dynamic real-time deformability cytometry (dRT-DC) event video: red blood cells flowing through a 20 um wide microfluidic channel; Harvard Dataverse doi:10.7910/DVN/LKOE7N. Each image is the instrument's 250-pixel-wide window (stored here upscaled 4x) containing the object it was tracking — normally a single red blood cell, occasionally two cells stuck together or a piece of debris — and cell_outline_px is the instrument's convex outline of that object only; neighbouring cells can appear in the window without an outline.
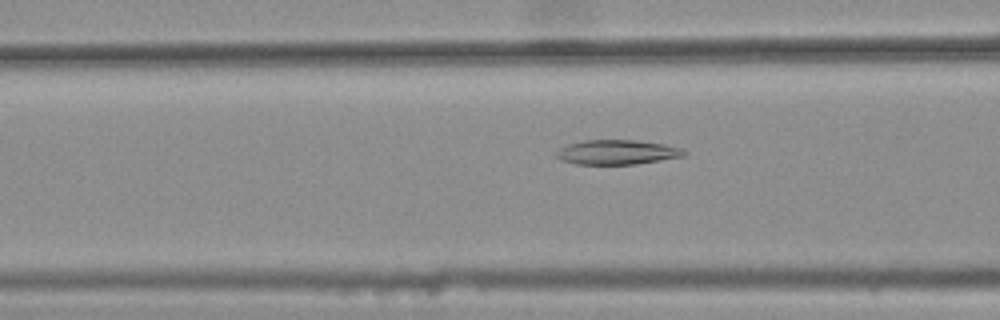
{"species": "common noctule bat (a hibernating species)", "species_latin": "Nyctalus noctula", "temperature_condition": "warm", "stored_images_in_passage": 36, "camera_frame_rate_fps": 3000, "um_per_image_px": 0.085, "animal": {"sex": "female", "body_mass_g": 25.1}, "frame": {"image": 1, "passage_image": 8, "time_ms": 2.333, "image_size_px": [1000, 320], "cell_outline_px": [[688, 152], [684, 156], [636, 164], [576, 164], [560, 160], [556, 156], [556, 152], [560, 148], [568, 144], [584, 140], [636, 140], [664, 144], [680, 148]], "centroid_in_image_um": [52.44, 12.93], "position_along_channel_um": 114.2, "area_um2": 18.26}}
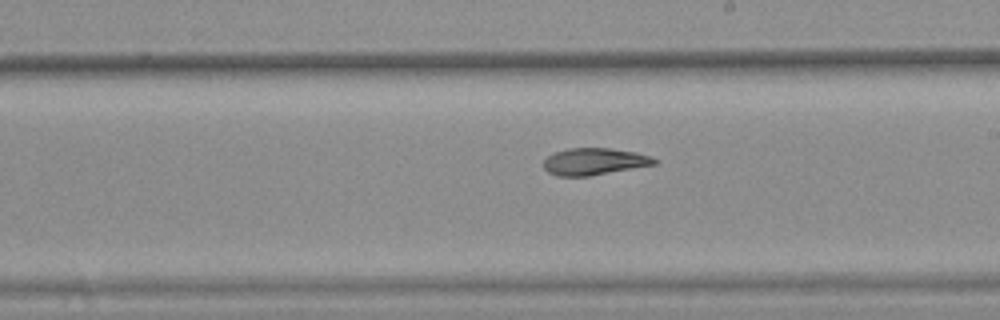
{"frame": {"image": 2, "passage_image": 18, "time_ms": 5.667, "image_size_px": [1000, 320], "cell_outline_px": [[656, 164], [588, 176], [556, 176], [548, 172], [544, 168], [544, 160], [548, 156], [556, 152], [568, 148], [612, 148], [636, 152], [652, 156], [656, 160]], "centroid_in_image_um": [50.51, 13.72], "position_along_channel_um": 238.5, "area_um2": 17.28}}
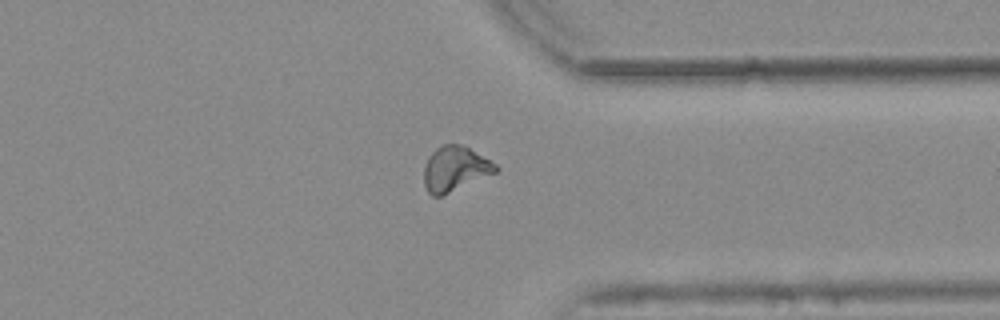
{"frame": {"image": 3, "passage_image": 29, "time_ms": 9.333, "image_size_px": [1000, 320], "cell_outline_px": [[500, 168], [496, 172], [440, 196], [432, 196], [428, 192], [424, 184], [424, 164], [428, 156], [436, 148], [444, 144], [460, 144], [468, 148], [496, 164]], "centroid_in_image_um": [38.64, 14.34], "position_along_channel_um": 372.8, "area_um2": 18.44}, "authors_computed_cell_mechanics": {"area_um2": 18.2359, "velocity_mm_per_s": 3.738, "shape_relaxation_time_tau1_ms": null, "shape_relaxation_time_tau2_ms": 3.8405, "deformation_change_tau1": null, "deformation_change_tau2": 0.0888}}